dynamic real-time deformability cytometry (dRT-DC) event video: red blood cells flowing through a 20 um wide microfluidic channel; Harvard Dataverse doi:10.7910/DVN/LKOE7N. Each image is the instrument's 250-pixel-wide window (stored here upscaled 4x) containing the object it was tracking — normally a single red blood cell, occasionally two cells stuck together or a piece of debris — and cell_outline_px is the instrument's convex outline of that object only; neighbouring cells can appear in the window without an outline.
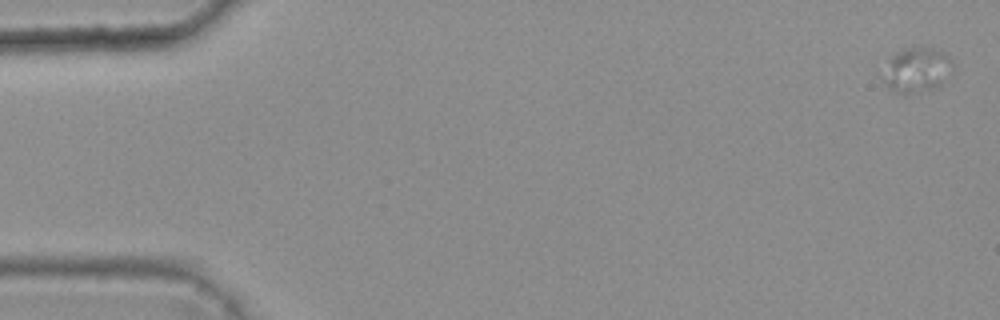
{"species": "common noctule bat (a hibernating species)", "species_latin": "Nyctalus noctula", "temperature_condition": "warm", "stored_images_in_passage": 5, "camera_frame_rate_fps": 3000, "um_per_image_px": 0.085, "animal": {"sex": "female", "body_mass_g": 25.1}, "frame": {"image": 1, "passage_image": 1, "time_ms": 0.0, "image_size_px": [1000, 320], "cell_outline_px": [[956, 64], [940, 88], [904, 96], [892, 92], [884, 84], [884, 76], [892, 52], [904, 48], [932, 48], [944, 52]], "centroid_in_image_um": [77.96, 6.0], "position_along_channel_um": 7.0, "area_um2": 18.84}}
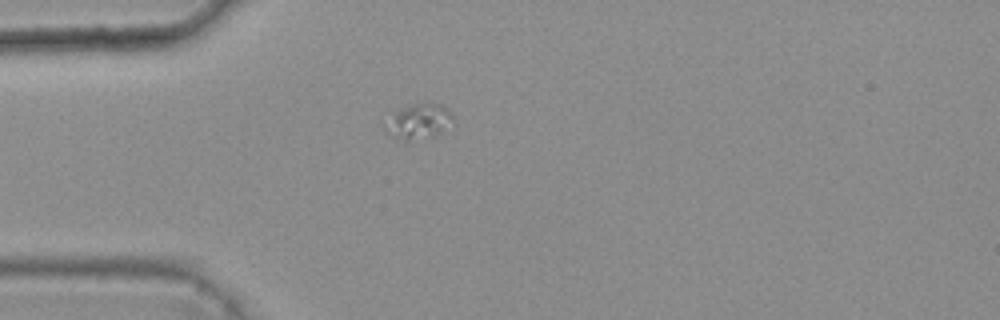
{"frame": {"image": 2, "passage_image": 5, "time_ms": 1.333, "image_size_px": [1000, 320], "cell_outline_px": [[452, 120], [436, 136], [404, 144], [384, 132], [380, 124], [392, 112], [408, 104], [428, 100], [440, 104], [448, 108], [452, 112]], "centroid_in_image_um": [35.45, 10.33], "position_along_channel_um": 49.6, "area_um2": 15.2}}